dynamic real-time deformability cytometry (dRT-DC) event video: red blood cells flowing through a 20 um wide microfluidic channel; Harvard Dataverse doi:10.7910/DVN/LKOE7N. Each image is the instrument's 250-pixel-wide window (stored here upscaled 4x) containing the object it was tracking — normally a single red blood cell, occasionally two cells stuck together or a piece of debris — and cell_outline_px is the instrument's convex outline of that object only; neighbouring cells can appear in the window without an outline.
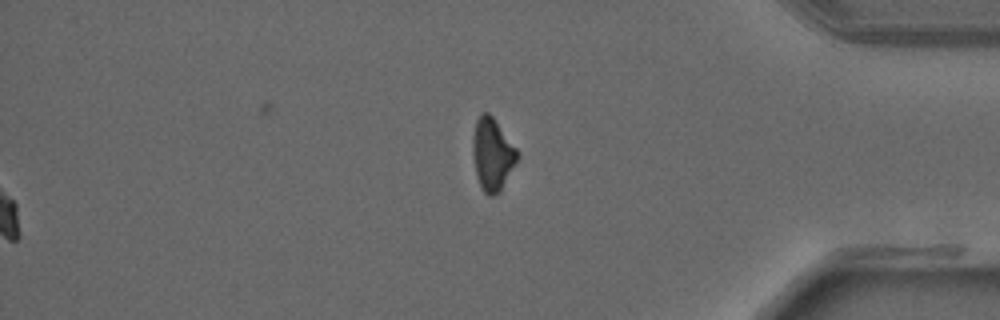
{"species": "common noctule bat (a hibernating species)", "species_latin": "Nyctalus noctula", "temperature_condition": "warm", "stored_images_in_passage": 34, "segment_of_instrument_passage": [2, 2], "camera_frame_rate_fps": 3000, "um_per_image_px": 0.085, "animal": {"sex": "male", "forearm_length_mm": 52.5}, "frame": {"image": 1, "passage_image": 34, "time_ms": 11.0, "image_size_px": [1000, 320], "cell_outline_px": [[516, 160], [500, 192], [492, 196], [488, 196], [484, 192], [480, 184], [476, 172], [472, 152], [472, 136], [476, 120], [480, 112], [488, 112], [492, 116], [516, 148]], "centroid_in_image_um": [41.8, 13.09], "position_along_channel_um": 393.4, "area_um2": 18.38}}